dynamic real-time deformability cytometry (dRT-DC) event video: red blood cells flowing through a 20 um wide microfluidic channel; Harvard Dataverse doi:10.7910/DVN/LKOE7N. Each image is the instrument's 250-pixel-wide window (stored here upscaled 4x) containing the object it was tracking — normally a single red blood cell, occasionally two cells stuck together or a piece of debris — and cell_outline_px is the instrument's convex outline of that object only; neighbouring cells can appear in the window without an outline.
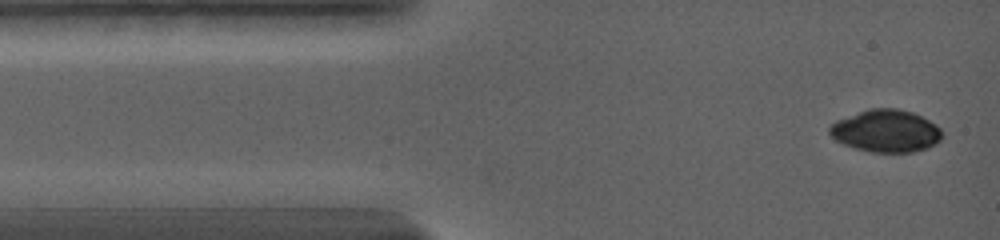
{"species": "common noctule bat (a hibernating species)", "species_latin": "Nyctalus noctula", "temperature_condition": "warm", "stored_images_in_passage": 3, "camera_frame_rate_fps": 5000, "um_per_image_px": 0.085, "animal": {"sex": "female", "body_mass_g": 19.0, "forearm_length_mm": 56.7}, "frame": {"image": 1, "passage_image": 1, "time_ms": 0.0, "image_size_px": [1000, 240], "cell_outline_px": [[944, 136], [936, 144], [928, 148], [912, 152], [872, 152], [856, 148], [844, 144], [836, 140], [828, 132], [828, 128], [836, 120], [868, 108], [896, 108], [912, 112], [936, 124], [944, 132]], "centroid_in_image_um": [75.33, 11.13], "position_along_channel_um": 9.7, "area_um2": 27.92}}